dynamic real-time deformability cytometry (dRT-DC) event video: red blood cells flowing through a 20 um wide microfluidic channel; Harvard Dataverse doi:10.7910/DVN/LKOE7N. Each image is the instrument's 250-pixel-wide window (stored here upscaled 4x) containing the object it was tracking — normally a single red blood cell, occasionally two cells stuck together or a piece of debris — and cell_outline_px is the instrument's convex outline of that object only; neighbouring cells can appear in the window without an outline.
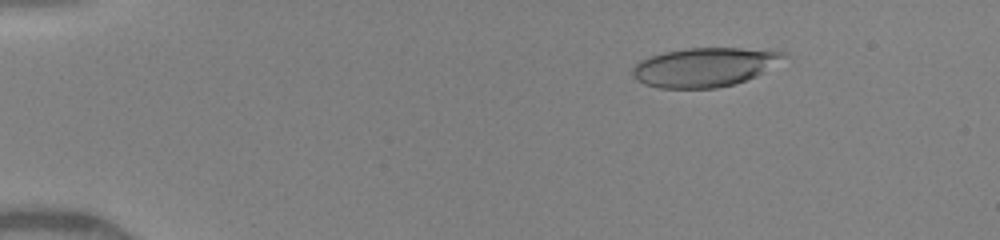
{"species": "human", "species_latin": "Homo sapiens", "temperature_condition": "warm", "stored_images_in_passage": 49, "camera_frame_rate_fps": 3000, "um_per_image_px": 0.085, "donor": {"sex": "female"}, "frame": {"image": 1, "passage_image": 8, "time_ms": 2.333, "image_size_px": [1000, 240], "cell_outline_px": [[788, 56], [756, 76], [732, 84], [716, 88], [660, 88], [644, 84], [636, 80], [632, 76], [632, 68], [640, 60], [648, 56], [664, 52], [684, 48], [740, 48], [784, 52]], "centroid_in_image_um": [59.81, 5.7], "position_along_channel_um": 25.2, "area_um2": 34.22}}
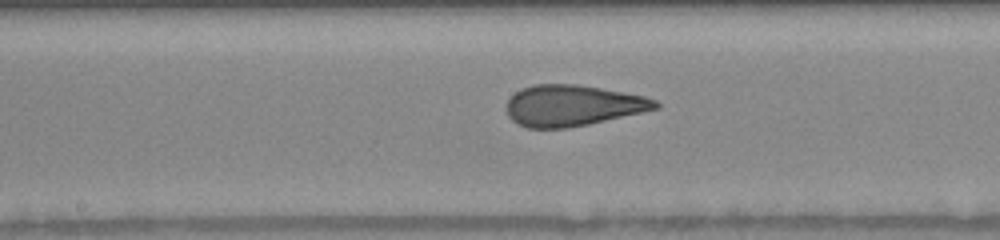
{"frame": {"image": 2, "passage_image": 27, "time_ms": 8.667, "image_size_px": [1000, 240], "cell_outline_px": [[660, 108], [588, 124], [568, 128], [528, 128], [516, 124], [508, 116], [508, 100], [516, 92], [532, 84], [576, 84], [624, 92], [644, 96], [656, 100], [660, 104]], "centroid_in_image_um": [48.68, 8.97], "position_along_channel_um": 199.5, "area_um2": 35.43}}
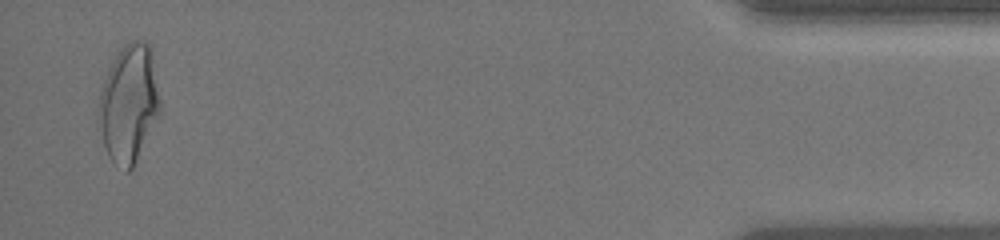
{"frame": {"image": 3, "passage_image": 48, "time_ms": 15.667, "image_size_px": [1000, 240], "cell_outline_px": [[160, 112], [132, 168], [128, 172], [124, 172], [108, 156], [104, 144], [100, 120], [100, 92], [104, 80], [120, 48], [124, 44], [132, 40], [144, 40], [152, 48], [160, 100]], "centroid_in_image_um": [10.99, 8.76], "position_along_channel_um": 424.2, "area_um2": 41.38}, "authors_computed_cell_mechanics": {"area_um2": 35.7204, "velocity_mm_per_s": 4.2067, "shape_relaxation_time_tau1_ms": 7.0011, "shape_relaxation_time_tau2_ms": 0.8915, "deformation_change_tau1": 0.2503, "deformation_change_tau2": 0.0967}}